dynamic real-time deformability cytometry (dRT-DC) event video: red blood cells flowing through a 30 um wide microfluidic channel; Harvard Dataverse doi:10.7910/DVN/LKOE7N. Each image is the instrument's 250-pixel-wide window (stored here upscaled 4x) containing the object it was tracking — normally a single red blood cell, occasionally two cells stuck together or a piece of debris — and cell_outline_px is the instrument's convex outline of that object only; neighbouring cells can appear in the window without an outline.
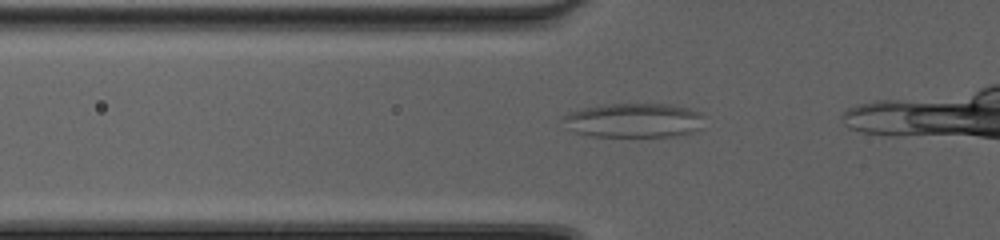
{"species": "common noctule bat (a hibernating species)", "species_latin": "Nyctalus noctula", "temperature_condition": "cold", "stored_images_in_passage": 9, "camera_frame_rate_fps": 3000, "um_per_image_px": 0.085, "animal": {"sex": "female", "body_mass_g": 20.0, "forearm_length_mm": 54.0}, "frame": {"image": 1, "passage_image": 4, "time_ms": 1.0, "image_size_px": [1000, 240], "cell_outline_px": [[704, 116], [700, 128], [692, 132], [676, 136], [592, 136], [576, 132], [568, 128], [560, 116], [568, 112], [584, 108], [608, 104], [668, 104], [688, 108], [700, 112]], "centroid_in_image_um": [53.87, 10.23], "position_along_channel_um": 71.9, "area_um2": 28.21}}
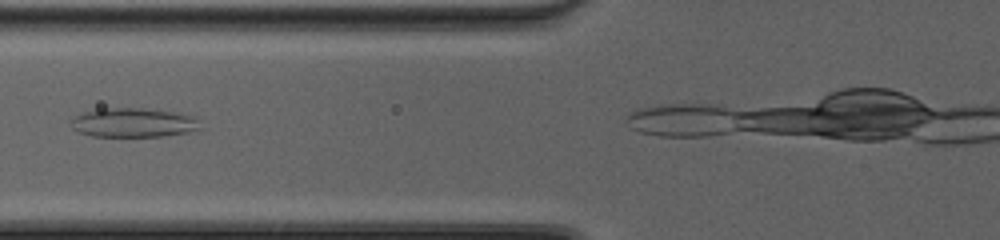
{"frame": {"image": 2, "passage_image": 7, "time_ms": 2.0, "image_size_px": [1000, 240], "cell_outline_px": [[200, 128], [188, 132], [164, 136], [92, 136], [80, 132], [72, 128], [72, 116], [84, 112], [100, 108], [144, 108], [172, 112], [196, 116]], "centroid_in_image_um": [11.32, 10.42], "position_along_channel_um": 114.5, "area_um2": 21.91}}